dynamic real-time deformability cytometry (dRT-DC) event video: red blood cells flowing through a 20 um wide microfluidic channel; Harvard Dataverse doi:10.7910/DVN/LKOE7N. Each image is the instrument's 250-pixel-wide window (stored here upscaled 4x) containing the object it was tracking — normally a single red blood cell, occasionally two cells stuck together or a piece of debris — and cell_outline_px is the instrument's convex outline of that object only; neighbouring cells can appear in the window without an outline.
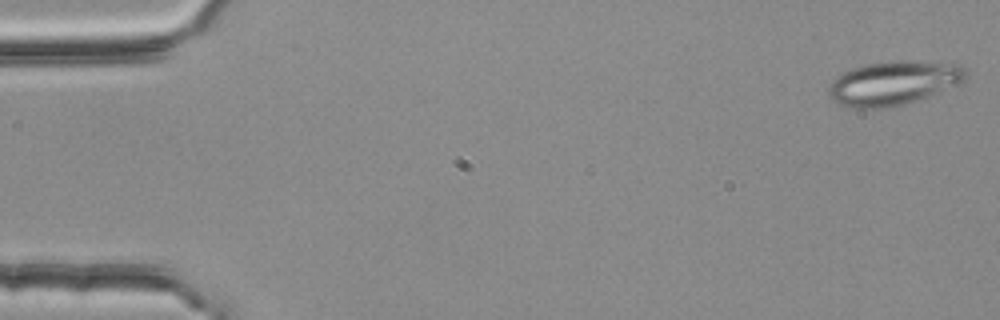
{"species": "common noctule bat (a hibernating species)", "species_latin": "Nyctalus noctula", "temperature_condition": "room temperature", "stored_images_in_passage": 4, "camera_frame_rate_fps": 3000, "um_per_image_px": 0.085, "animal": {"sex": "female", "body_mass_g": 25.1}, "frame": {"image": 1, "passage_image": 1, "time_ms": 0.0, "image_size_px": [1000, 320], "cell_outline_px": [[968, 76], [964, 80], [916, 100], [904, 104], [888, 108], [852, 108], [840, 104], [832, 100], [828, 92], [828, 84], [836, 76], [852, 68], [868, 64], [892, 60], [912, 60], [960, 64], [968, 72]], "centroid_in_image_um": [75.9, 7.04], "position_along_channel_um": 9.1, "area_um2": 35.08}}